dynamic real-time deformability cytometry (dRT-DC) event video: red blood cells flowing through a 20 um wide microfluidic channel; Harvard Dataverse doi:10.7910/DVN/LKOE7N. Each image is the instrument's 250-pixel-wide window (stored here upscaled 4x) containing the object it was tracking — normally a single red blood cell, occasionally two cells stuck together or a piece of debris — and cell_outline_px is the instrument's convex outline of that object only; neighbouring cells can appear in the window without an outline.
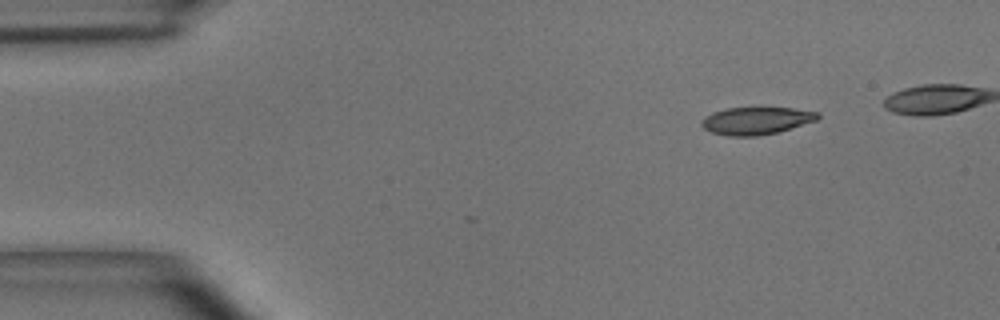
{"species": "common noctule bat (a hibernating species)", "species_latin": "Nyctalus noctula", "temperature_condition": "room temperature", "stored_images_in_passage": 2, "camera_frame_rate_fps": 3000, "um_per_image_px": 0.085, "animal": {"sex": "male", "body_mass_g": 15.6}, "frame": {"image": 1, "passage_image": 2, "time_ms": 0.333, "image_size_px": [1000, 320], "cell_outline_px": [[820, 116], [816, 120], [776, 132], [756, 136], [728, 136], [712, 132], [704, 128], [700, 124], [700, 120], [704, 116], [712, 112], [728, 108], [760, 104], [792, 108], [820, 112]], "centroid_in_image_um": [64.25, 10.2], "position_along_channel_um": 20.7, "area_um2": 19.36}}